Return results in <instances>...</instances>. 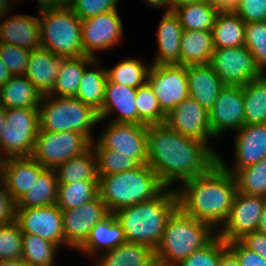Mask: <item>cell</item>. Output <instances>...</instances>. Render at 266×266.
I'll return each instance as SVG.
<instances>
[{"instance_id": "obj_1", "label": "cell", "mask_w": 266, "mask_h": 266, "mask_svg": "<svg viewBox=\"0 0 266 266\" xmlns=\"http://www.w3.org/2000/svg\"><path fill=\"white\" fill-rule=\"evenodd\" d=\"M218 155L209 145L170 129L165 123L149 125L147 165L166 188L206 173Z\"/></svg>"}, {"instance_id": "obj_2", "label": "cell", "mask_w": 266, "mask_h": 266, "mask_svg": "<svg viewBox=\"0 0 266 266\" xmlns=\"http://www.w3.org/2000/svg\"><path fill=\"white\" fill-rule=\"evenodd\" d=\"M182 185L176 190L178 208L219 230L228 220L237 192L232 173L216 162L206 173Z\"/></svg>"}, {"instance_id": "obj_3", "label": "cell", "mask_w": 266, "mask_h": 266, "mask_svg": "<svg viewBox=\"0 0 266 266\" xmlns=\"http://www.w3.org/2000/svg\"><path fill=\"white\" fill-rule=\"evenodd\" d=\"M178 208L176 189L165 188L155 198L114 211L126 242L149 246L155 251L168 218Z\"/></svg>"}, {"instance_id": "obj_4", "label": "cell", "mask_w": 266, "mask_h": 266, "mask_svg": "<svg viewBox=\"0 0 266 266\" xmlns=\"http://www.w3.org/2000/svg\"><path fill=\"white\" fill-rule=\"evenodd\" d=\"M98 178L99 196L110 213L151 200L166 188L147 164Z\"/></svg>"}, {"instance_id": "obj_5", "label": "cell", "mask_w": 266, "mask_h": 266, "mask_svg": "<svg viewBox=\"0 0 266 266\" xmlns=\"http://www.w3.org/2000/svg\"><path fill=\"white\" fill-rule=\"evenodd\" d=\"M217 235L218 231L211 225L187 216L177 208L166 222L154 255L167 266H176L209 244Z\"/></svg>"}, {"instance_id": "obj_6", "label": "cell", "mask_w": 266, "mask_h": 266, "mask_svg": "<svg viewBox=\"0 0 266 266\" xmlns=\"http://www.w3.org/2000/svg\"><path fill=\"white\" fill-rule=\"evenodd\" d=\"M38 111L39 131L78 132L91 142L92 127L102 123L96 110L75 97L42 96Z\"/></svg>"}, {"instance_id": "obj_7", "label": "cell", "mask_w": 266, "mask_h": 266, "mask_svg": "<svg viewBox=\"0 0 266 266\" xmlns=\"http://www.w3.org/2000/svg\"><path fill=\"white\" fill-rule=\"evenodd\" d=\"M41 48L56 56H86L81 32V19L68 7L39 9Z\"/></svg>"}, {"instance_id": "obj_8", "label": "cell", "mask_w": 266, "mask_h": 266, "mask_svg": "<svg viewBox=\"0 0 266 266\" xmlns=\"http://www.w3.org/2000/svg\"><path fill=\"white\" fill-rule=\"evenodd\" d=\"M5 116V127L0 135L1 157L32 156L39 131L38 108H9L5 109Z\"/></svg>"}, {"instance_id": "obj_9", "label": "cell", "mask_w": 266, "mask_h": 266, "mask_svg": "<svg viewBox=\"0 0 266 266\" xmlns=\"http://www.w3.org/2000/svg\"><path fill=\"white\" fill-rule=\"evenodd\" d=\"M91 141L78 132L38 131L32 157L44 168L55 169L63 162L83 155Z\"/></svg>"}, {"instance_id": "obj_10", "label": "cell", "mask_w": 266, "mask_h": 266, "mask_svg": "<svg viewBox=\"0 0 266 266\" xmlns=\"http://www.w3.org/2000/svg\"><path fill=\"white\" fill-rule=\"evenodd\" d=\"M209 64L224 86L243 87L263 74L245 45L214 49Z\"/></svg>"}, {"instance_id": "obj_11", "label": "cell", "mask_w": 266, "mask_h": 266, "mask_svg": "<svg viewBox=\"0 0 266 266\" xmlns=\"http://www.w3.org/2000/svg\"><path fill=\"white\" fill-rule=\"evenodd\" d=\"M147 83L167 115L189 97L186 66L181 64L150 65Z\"/></svg>"}, {"instance_id": "obj_12", "label": "cell", "mask_w": 266, "mask_h": 266, "mask_svg": "<svg viewBox=\"0 0 266 266\" xmlns=\"http://www.w3.org/2000/svg\"><path fill=\"white\" fill-rule=\"evenodd\" d=\"M123 23L118 10L81 20L83 49L86 56L97 59L96 51H106L119 44Z\"/></svg>"}, {"instance_id": "obj_13", "label": "cell", "mask_w": 266, "mask_h": 266, "mask_svg": "<svg viewBox=\"0 0 266 266\" xmlns=\"http://www.w3.org/2000/svg\"><path fill=\"white\" fill-rule=\"evenodd\" d=\"M96 143L104 148L147 163L148 125L111 122Z\"/></svg>"}, {"instance_id": "obj_14", "label": "cell", "mask_w": 266, "mask_h": 266, "mask_svg": "<svg viewBox=\"0 0 266 266\" xmlns=\"http://www.w3.org/2000/svg\"><path fill=\"white\" fill-rule=\"evenodd\" d=\"M265 204V197L236 192L228 220L218 230V235L226 242H233L256 232Z\"/></svg>"}, {"instance_id": "obj_15", "label": "cell", "mask_w": 266, "mask_h": 266, "mask_svg": "<svg viewBox=\"0 0 266 266\" xmlns=\"http://www.w3.org/2000/svg\"><path fill=\"white\" fill-rule=\"evenodd\" d=\"M15 222L22 233L38 235L57 246H65L62 211L56 204L16 208Z\"/></svg>"}, {"instance_id": "obj_16", "label": "cell", "mask_w": 266, "mask_h": 266, "mask_svg": "<svg viewBox=\"0 0 266 266\" xmlns=\"http://www.w3.org/2000/svg\"><path fill=\"white\" fill-rule=\"evenodd\" d=\"M165 124L175 132L209 144V147L220 155L208 142L214 138L210 128L209 111L195 99H184L166 115Z\"/></svg>"}, {"instance_id": "obj_17", "label": "cell", "mask_w": 266, "mask_h": 266, "mask_svg": "<svg viewBox=\"0 0 266 266\" xmlns=\"http://www.w3.org/2000/svg\"><path fill=\"white\" fill-rule=\"evenodd\" d=\"M109 214L99 195L77 208L62 210L65 246L77 250L88 238L92 227Z\"/></svg>"}, {"instance_id": "obj_18", "label": "cell", "mask_w": 266, "mask_h": 266, "mask_svg": "<svg viewBox=\"0 0 266 266\" xmlns=\"http://www.w3.org/2000/svg\"><path fill=\"white\" fill-rule=\"evenodd\" d=\"M209 122L213 137L226 130L235 132L244 126V98L240 86H224L209 111Z\"/></svg>"}, {"instance_id": "obj_19", "label": "cell", "mask_w": 266, "mask_h": 266, "mask_svg": "<svg viewBox=\"0 0 266 266\" xmlns=\"http://www.w3.org/2000/svg\"><path fill=\"white\" fill-rule=\"evenodd\" d=\"M235 163L228 167L218 155V162L229 172L256 164L266 157V123L244 125L235 133Z\"/></svg>"}, {"instance_id": "obj_20", "label": "cell", "mask_w": 266, "mask_h": 266, "mask_svg": "<svg viewBox=\"0 0 266 266\" xmlns=\"http://www.w3.org/2000/svg\"><path fill=\"white\" fill-rule=\"evenodd\" d=\"M136 92L133 87L107 80L104 104L98 113L99 121L116 111L117 116L111 122L137 124Z\"/></svg>"}, {"instance_id": "obj_21", "label": "cell", "mask_w": 266, "mask_h": 266, "mask_svg": "<svg viewBox=\"0 0 266 266\" xmlns=\"http://www.w3.org/2000/svg\"><path fill=\"white\" fill-rule=\"evenodd\" d=\"M0 43L12 44L28 50L41 48L39 16L15 14L0 24Z\"/></svg>"}, {"instance_id": "obj_22", "label": "cell", "mask_w": 266, "mask_h": 266, "mask_svg": "<svg viewBox=\"0 0 266 266\" xmlns=\"http://www.w3.org/2000/svg\"><path fill=\"white\" fill-rule=\"evenodd\" d=\"M63 59L43 48L31 50L24 75L42 96L52 92Z\"/></svg>"}, {"instance_id": "obj_23", "label": "cell", "mask_w": 266, "mask_h": 266, "mask_svg": "<svg viewBox=\"0 0 266 266\" xmlns=\"http://www.w3.org/2000/svg\"><path fill=\"white\" fill-rule=\"evenodd\" d=\"M189 97L210 111L224 87L210 64L186 66Z\"/></svg>"}, {"instance_id": "obj_24", "label": "cell", "mask_w": 266, "mask_h": 266, "mask_svg": "<svg viewBox=\"0 0 266 266\" xmlns=\"http://www.w3.org/2000/svg\"><path fill=\"white\" fill-rule=\"evenodd\" d=\"M44 169L32 156L7 158L5 159L4 186L17 201L30 191L34 180Z\"/></svg>"}, {"instance_id": "obj_25", "label": "cell", "mask_w": 266, "mask_h": 266, "mask_svg": "<svg viewBox=\"0 0 266 266\" xmlns=\"http://www.w3.org/2000/svg\"><path fill=\"white\" fill-rule=\"evenodd\" d=\"M158 54L153 64H180V41L183 28L178 17L171 12H165L157 27Z\"/></svg>"}, {"instance_id": "obj_26", "label": "cell", "mask_w": 266, "mask_h": 266, "mask_svg": "<svg viewBox=\"0 0 266 266\" xmlns=\"http://www.w3.org/2000/svg\"><path fill=\"white\" fill-rule=\"evenodd\" d=\"M124 242H126L124 231L117 223L114 215L110 213L92 227L88 238L77 250L93 259L102 251L116 248Z\"/></svg>"}, {"instance_id": "obj_27", "label": "cell", "mask_w": 266, "mask_h": 266, "mask_svg": "<svg viewBox=\"0 0 266 266\" xmlns=\"http://www.w3.org/2000/svg\"><path fill=\"white\" fill-rule=\"evenodd\" d=\"M100 61L90 56L64 58L60 65L52 92L49 95L67 98L76 97L78 85L80 84L84 70L88 66L99 65L101 63Z\"/></svg>"}, {"instance_id": "obj_28", "label": "cell", "mask_w": 266, "mask_h": 266, "mask_svg": "<svg viewBox=\"0 0 266 266\" xmlns=\"http://www.w3.org/2000/svg\"><path fill=\"white\" fill-rule=\"evenodd\" d=\"M214 51L212 31L183 30L180 41V64H209Z\"/></svg>"}, {"instance_id": "obj_29", "label": "cell", "mask_w": 266, "mask_h": 266, "mask_svg": "<svg viewBox=\"0 0 266 266\" xmlns=\"http://www.w3.org/2000/svg\"><path fill=\"white\" fill-rule=\"evenodd\" d=\"M42 95L25 75L12 76L0 85V105L9 108H38Z\"/></svg>"}, {"instance_id": "obj_30", "label": "cell", "mask_w": 266, "mask_h": 266, "mask_svg": "<svg viewBox=\"0 0 266 266\" xmlns=\"http://www.w3.org/2000/svg\"><path fill=\"white\" fill-rule=\"evenodd\" d=\"M245 24L233 10H220L212 29L214 49L244 46Z\"/></svg>"}, {"instance_id": "obj_31", "label": "cell", "mask_w": 266, "mask_h": 266, "mask_svg": "<svg viewBox=\"0 0 266 266\" xmlns=\"http://www.w3.org/2000/svg\"><path fill=\"white\" fill-rule=\"evenodd\" d=\"M153 256L154 250L147 245L124 242L116 248L100 253L95 258L94 264L96 263V266H143Z\"/></svg>"}, {"instance_id": "obj_32", "label": "cell", "mask_w": 266, "mask_h": 266, "mask_svg": "<svg viewBox=\"0 0 266 266\" xmlns=\"http://www.w3.org/2000/svg\"><path fill=\"white\" fill-rule=\"evenodd\" d=\"M58 180L54 169L45 168L34 180L30 191L16 201V208H33L57 203Z\"/></svg>"}, {"instance_id": "obj_33", "label": "cell", "mask_w": 266, "mask_h": 266, "mask_svg": "<svg viewBox=\"0 0 266 266\" xmlns=\"http://www.w3.org/2000/svg\"><path fill=\"white\" fill-rule=\"evenodd\" d=\"M54 170L57 174L58 184L99 180L97 174V158L92 148L81 156L63 162Z\"/></svg>"}, {"instance_id": "obj_34", "label": "cell", "mask_w": 266, "mask_h": 266, "mask_svg": "<svg viewBox=\"0 0 266 266\" xmlns=\"http://www.w3.org/2000/svg\"><path fill=\"white\" fill-rule=\"evenodd\" d=\"M242 90L244 125L266 123V75L250 80Z\"/></svg>"}, {"instance_id": "obj_35", "label": "cell", "mask_w": 266, "mask_h": 266, "mask_svg": "<svg viewBox=\"0 0 266 266\" xmlns=\"http://www.w3.org/2000/svg\"><path fill=\"white\" fill-rule=\"evenodd\" d=\"M219 9L206 2L184 4L173 13L178 17L183 30L212 31Z\"/></svg>"}, {"instance_id": "obj_36", "label": "cell", "mask_w": 266, "mask_h": 266, "mask_svg": "<svg viewBox=\"0 0 266 266\" xmlns=\"http://www.w3.org/2000/svg\"><path fill=\"white\" fill-rule=\"evenodd\" d=\"M99 68L100 65L93 70L89 68L84 70L75 97L81 100L84 104L91 106L98 113L101 111L104 104L107 83L106 68Z\"/></svg>"}, {"instance_id": "obj_37", "label": "cell", "mask_w": 266, "mask_h": 266, "mask_svg": "<svg viewBox=\"0 0 266 266\" xmlns=\"http://www.w3.org/2000/svg\"><path fill=\"white\" fill-rule=\"evenodd\" d=\"M99 195L98 181H75L58 184L57 203L60 210L74 209Z\"/></svg>"}, {"instance_id": "obj_38", "label": "cell", "mask_w": 266, "mask_h": 266, "mask_svg": "<svg viewBox=\"0 0 266 266\" xmlns=\"http://www.w3.org/2000/svg\"><path fill=\"white\" fill-rule=\"evenodd\" d=\"M59 248L38 235L23 233L22 260L29 266H53Z\"/></svg>"}, {"instance_id": "obj_39", "label": "cell", "mask_w": 266, "mask_h": 266, "mask_svg": "<svg viewBox=\"0 0 266 266\" xmlns=\"http://www.w3.org/2000/svg\"><path fill=\"white\" fill-rule=\"evenodd\" d=\"M150 68L141 59L126 58L113 68H106L107 80L137 89L147 83Z\"/></svg>"}, {"instance_id": "obj_40", "label": "cell", "mask_w": 266, "mask_h": 266, "mask_svg": "<svg viewBox=\"0 0 266 266\" xmlns=\"http://www.w3.org/2000/svg\"><path fill=\"white\" fill-rule=\"evenodd\" d=\"M237 192L266 198V157L232 173Z\"/></svg>"}, {"instance_id": "obj_41", "label": "cell", "mask_w": 266, "mask_h": 266, "mask_svg": "<svg viewBox=\"0 0 266 266\" xmlns=\"http://www.w3.org/2000/svg\"><path fill=\"white\" fill-rule=\"evenodd\" d=\"M91 148L94 150L97 158L98 177L125 172L141 165L136 158L120 154L110 149H104L96 142L91 143Z\"/></svg>"}, {"instance_id": "obj_42", "label": "cell", "mask_w": 266, "mask_h": 266, "mask_svg": "<svg viewBox=\"0 0 266 266\" xmlns=\"http://www.w3.org/2000/svg\"><path fill=\"white\" fill-rule=\"evenodd\" d=\"M137 124L156 125L165 123L166 114L162 111L157 97L148 83L137 88Z\"/></svg>"}, {"instance_id": "obj_43", "label": "cell", "mask_w": 266, "mask_h": 266, "mask_svg": "<svg viewBox=\"0 0 266 266\" xmlns=\"http://www.w3.org/2000/svg\"><path fill=\"white\" fill-rule=\"evenodd\" d=\"M245 47L260 70L266 72V21L245 24Z\"/></svg>"}, {"instance_id": "obj_44", "label": "cell", "mask_w": 266, "mask_h": 266, "mask_svg": "<svg viewBox=\"0 0 266 266\" xmlns=\"http://www.w3.org/2000/svg\"><path fill=\"white\" fill-rule=\"evenodd\" d=\"M227 249V242L217 235L209 244L195 251L176 266H218L220 256Z\"/></svg>"}, {"instance_id": "obj_45", "label": "cell", "mask_w": 266, "mask_h": 266, "mask_svg": "<svg viewBox=\"0 0 266 266\" xmlns=\"http://www.w3.org/2000/svg\"><path fill=\"white\" fill-rule=\"evenodd\" d=\"M22 238L18 224L0 225V261L22 259Z\"/></svg>"}, {"instance_id": "obj_46", "label": "cell", "mask_w": 266, "mask_h": 266, "mask_svg": "<svg viewBox=\"0 0 266 266\" xmlns=\"http://www.w3.org/2000/svg\"><path fill=\"white\" fill-rule=\"evenodd\" d=\"M31 50L16 45L0 43V58L12 76L24 75Z\"/></svg>"}, {"instance_id": "obj_47", "label": "cell", "mask_w": 266, "mask_h": 266, "mask_svg": "<svg viewBox=\"0 0 266 266\" xmlns=\"http://www.w3.org/2000/svg\"><path fill=\"white\" fill-rule=\"evenodd\" d=\"M119 0H70L69 8L81 20L118 10Z\"/></svg>"}, {"instance_id": "obj_48", "label": "cell", "mask_w": 266, "mask_h": 266, "mask_svg": "<svg viewBox=\"0 0 266 266\" xmlns=\"http://www.w3.org/2000/svg\"><path fill=\"white\" fill-rule=\"evenodd\" d=\"M232 10L245 23L266 21V0H240Z\"/></svg>"}, {"instance_id": "obj_49", "label": "cell", "mask_w": 266, "mask_h": 266, "mask_svg": "<svg viewBox=\"0 0 266 266\" xmlns=\"http://www.w3.org/2000/svg\"><path fill=\"white\" fill-rule=\"evenodd\" d=\"M240 266H266V258L246 248L240 241L227 242Z\"/></svg>"}, {"instance_id": "obj_50", "label": "cell", "mask_w": 266, "mask_h": 266, "mask_svg": "<svg viewBox=\"0 0 266 266\" xmlns=\"http://www.w3.org/2000/svg\"><path fill=\"white\" fill-rule=\"evenodd\" d=\"M15 216L16 201L4 186L0 189V225L13 223Z\"/></svg>"}, {"instance_id": "obj_51", "label": "cell", "mask_w": 266, "mask_h": 266, "mask_svg": "<svg viewBox=\"0 0 266 266\" xmlns=\"http://www.w3.org/2000/svg\"><path fill=\"white\" fill-rule=\"evenodd\" d=\"M246 248L266 258V235L258 231L245 235L239 240Z\"/></svg>"}, {"instance_id": "obj_52", "label": "cell", "mask_w": 266, "mask_h": 266, "mask_svg": "<svg viewBox=\"0 0 266 266\" xmlns=\"http://www.w3.org/2000/svg\"><path fill=\"white\" fill-rule=\"evenodd\" d=\"M240 0H204L219 10H232Z\"/></svg>"}, {"instance_id": "obj_53", "label": "cell", "mask_w": 266, "mask_h": 266, "mask_svg": "<svg viewBox=\"0 0 266 266\" xmlns=\"http://www.w3.org/2000/svg\"><path fill=\"white\" fill-rule=\"evenodd\" d=\"M218 266H240L235 255L227 248L220 256Z\"/></svg>"}, {"instance_id": "obj_54", "label": "cell", "mask_w": 266, "mask_h": 266, "mask_svg": "<svg viewBox=\"0 0 266 266\" xmlns=\"http://www.w3.org/2000/svg\"><path fill=\"white\" fill-rule=\"evenodd\" d=\"M146 1V4L149 6H153L156 8H167L165 12H171V2L170 0H144Z\"/></svg>"}, {"instance_id": "obj_55", "label": "cell", "mask_w": 266, "mask_h": 266, "mask_svg": "<svg viewBox=\"0 0 266 266\" xmlns=\"http://www.w3.org/2000/svg\"><path fill=\"white\" fill-rule=\"evenodd\" d=\"M12 77V74L8 70V68L4 65L0 58V85L6 83L10 78Z\"/></svg>"}, {"instance_id": "obj_56", "label": "cell", "mask_w": 266, "mask_h": 266, "mask_svg": "<svg viewBox=\"0 0 266 266\" xmlns=\"http://www.w3.org/2000/svg\"><path fill=\"white\" fill-rule=\"evenodd\" d=\"M11 0H0V21L3 19L6 15H8V11H10V4Z\"/></svg>"}, {"instance_id": "obj_57", "label": "cell", "mask_w": 266, "mask_h": 266, "mask_svg": "<svg viewBox=\"0 0 266 266\" xmlns=\"http://www.w3.org/2000/svg\"><path fill=\"white\" fill-rule=\"evenodd\" d=\"M0 266H29V265L22 259H13V260L0 261Z\"/></svg>"}, {"instance_id": "obj_58", "label": "cell", "mask_w": 266, "mask_h": 266, "mask_svg": "<svg viewBox=\"0 0 266 266\" xmlns=\"http://www.w3.org/2000/svg\"><path fill=\"white\" fill-rule=\"evenodd\" d=\"M204 0H170L171 2V11H173L176 7H179L184 4H193V3H201Z\"/></svg>"}, {"instance_id": "obj_59", "label": "cell", "mask_w": 266, "mask_h": 266, "mask_svg": "<svg viewBox=\"0 0 266 266\" xmlns=\"http://www.w3.org/2000/svg\"><path fill=\"white\" fill-rule=\"evenodd\" d=\"M257 231L266 235V204L261 214Z\"/></svg>"}, {"instance_id": "obj_60", "label": "cell", "mask_w": 266, "mask_h": 266, "mask_svg": "<svg viewBox=\"0 0 266 266\" xmlns=\"http://www.w3.org/2000/svg\"><path fill=\"white\" fill-rule=\"evenodd\" d=\"M143 266H167L158 256L154 255Z\"/></svg>"}, {"instance_id": "obj_61", "label": "cell", "mask_w": 266, "mask_h": 266, "mask_svg": "<svg viewBox=\"0 0 266 266\" xmlns=\"http://www.w3.org/2000/svg\"><path fill=\"white\" fill-rule=\"evenodd\" d=\"M5 182V159L0 160V189L4 187Z\"/></svg>"}, {"instance_id": "obj_62", "label": "cell", "mask_w": 266, "mask_h": 266, "mask_svg": "<svg viewBox=\"0 0 266 266\" xmlns=\"http://www.w3.org/2000/svg\"><path fill=\"white\" fill-rule=\"evenodd\" d=\"M5 121H6L5 108L0 105V135L5 127Z\"/></svg>"}]
</instances>
